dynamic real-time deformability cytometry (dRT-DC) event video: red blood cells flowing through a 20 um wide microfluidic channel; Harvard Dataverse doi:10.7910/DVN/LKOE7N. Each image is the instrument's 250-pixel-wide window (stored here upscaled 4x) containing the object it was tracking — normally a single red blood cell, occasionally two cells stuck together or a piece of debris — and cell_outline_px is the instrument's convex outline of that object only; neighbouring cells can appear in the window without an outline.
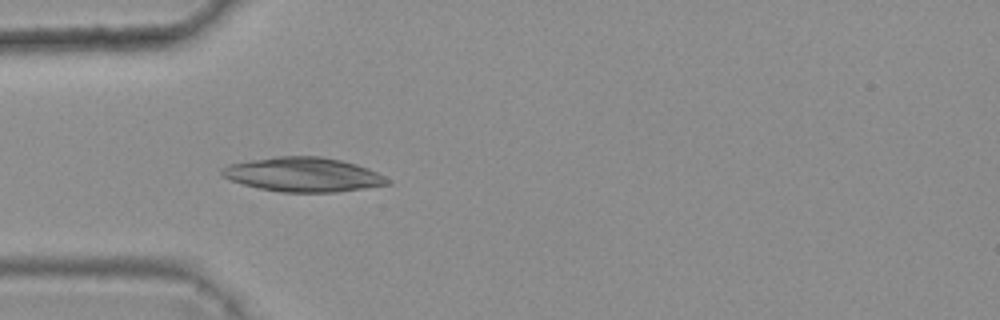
{"species": "common noctule bat (a hibernating species)", "species_latin": "Nyctalus noctula", "temperature_condition": "warm", "stored_images_in_passage": 3, "camera_frame_rate_fps": 3000, "um_per_image_px": 0.085, "animal": {"sex": "female", "body_mass_g": 25.1}, "frame": {"image": 1, "passage_image": 3, "time_ms": 0.667, "image_size_px": [1000, 320], "cell_outline_px": [[392, 184], [336, 192], [280, 192], [260, 188], [244, 184], [220, 176], [220, 168], [228, 164], [276, 156], [320, 156], [340, 160], [356, 164], [368, 168], [384, 176]], "centroid_in_image_um": [25.75, 14.83], "position_along_channel_um": 59.2, "area_um2": 33.0}}